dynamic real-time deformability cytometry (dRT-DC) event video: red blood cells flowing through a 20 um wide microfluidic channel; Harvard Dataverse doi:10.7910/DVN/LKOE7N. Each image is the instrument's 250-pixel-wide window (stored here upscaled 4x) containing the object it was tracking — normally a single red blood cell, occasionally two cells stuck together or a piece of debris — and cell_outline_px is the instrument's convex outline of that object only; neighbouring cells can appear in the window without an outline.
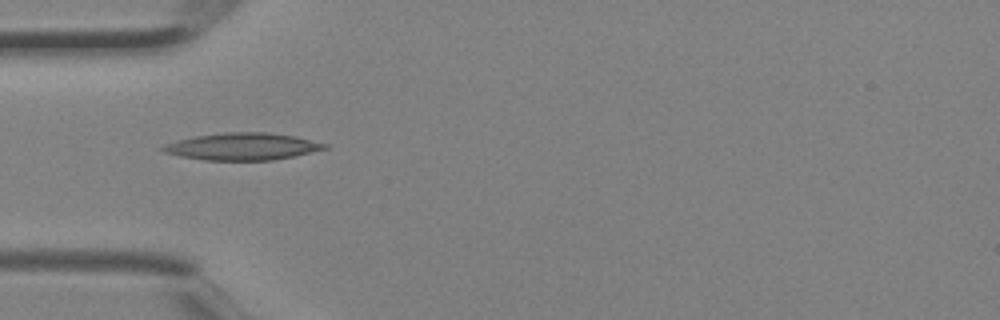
{"species": "Egyptian fruit bat (a non-hibernating species)", "species_latin": "Rousettus aegyptiacus", "temperature_condition": "room temperature", "stored_images_in_passage": 4, "camera_frame_rate_fps": 3000, "um_per_image_px": 0.085, "animal": {"sex": "female"}, "frame": {"image": 1, "passage_image": 4, "time_ms": 1.0, "image_size_px": [1000, 320], "cell_outline_px": [[328, 148], [292, 156], [272, 160], [204, 160], [180, 156], [164, 152], [160, 148], [164, 144], [176, 140], [196, 136], [228, 132], [268, 132], [296, 136], [328, 144]], "centroid_in_image_um": [20.59, 12.45], "position_along_channel_um": 64.4, "area_um2": 25.43}}